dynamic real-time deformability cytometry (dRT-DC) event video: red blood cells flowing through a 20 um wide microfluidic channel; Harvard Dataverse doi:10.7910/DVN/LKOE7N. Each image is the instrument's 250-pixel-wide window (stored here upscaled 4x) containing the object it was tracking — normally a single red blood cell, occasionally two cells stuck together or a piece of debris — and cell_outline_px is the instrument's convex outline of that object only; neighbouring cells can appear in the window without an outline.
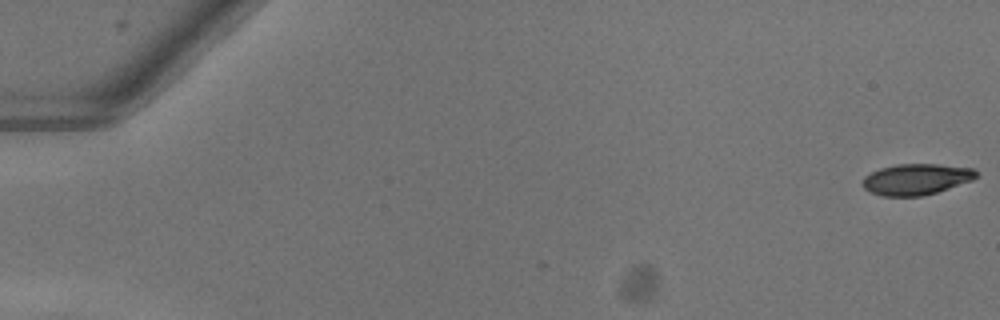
{"species": "common noctule bat (a hibernating species)", "species_latin": "Nyctalus noctula", "temperature_condition": "warm", "stored_images_in_passage": 3, "camera_frame_rate_fps": 3000, "um_per_image_px": 0.085, "animal": {"sex": "female"}, "frame": {"image": 1, "passage_image": 1, "time_ms": 0.0, "image_size_px": [1000, 320], "cell_outline_px": [[976, 176], [972, 180], [924, 196], [880, 196], [868, 192], [864, 188], [864, 176], [880, 168], [896, 164], [936, 164], [972, 168], [976, 172]], "centroid_in_image_um": [77.84, 15.24], "position_along_channel_um": 7.2, "area_um2": 20.4}}